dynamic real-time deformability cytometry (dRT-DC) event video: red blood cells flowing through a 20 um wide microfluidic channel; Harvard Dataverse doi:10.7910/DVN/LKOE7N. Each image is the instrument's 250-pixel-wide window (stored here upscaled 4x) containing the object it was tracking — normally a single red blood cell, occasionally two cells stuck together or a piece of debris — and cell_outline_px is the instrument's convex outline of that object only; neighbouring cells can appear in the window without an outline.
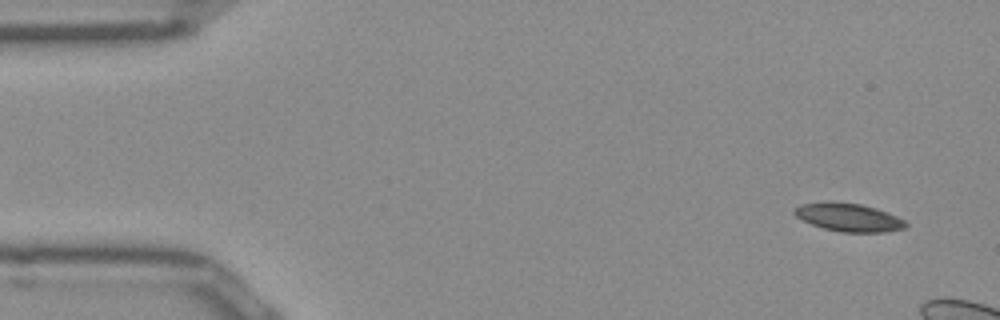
{"species": "Egyptian fruit bat (a non-hibernating species)", "species_latin": "Rousettus aegyptiacus", "temperature_condition": "room temperature", "stored_images_in_passage": 7, "camera_frame_rate_fps": 3000, "um_per_image_px": 0.085, "frame": {"image": 1, "passage_image": 1, "time_ms": 0.0, "image_size_px": [1000, 320], "cell_outline_px": [[908, 224], [904, 228], [884, 232], [840, 232], [824, 228], [812, 224], [796, 216], [792, 212], [800, 204], [832, 200], [860, 204], [876, 208], [896, 216], [904, 220]], "centroid_in_image_um": [72.11, 18.46], "position_along_channel_um": 12.9, "area_um2": 18.26}}